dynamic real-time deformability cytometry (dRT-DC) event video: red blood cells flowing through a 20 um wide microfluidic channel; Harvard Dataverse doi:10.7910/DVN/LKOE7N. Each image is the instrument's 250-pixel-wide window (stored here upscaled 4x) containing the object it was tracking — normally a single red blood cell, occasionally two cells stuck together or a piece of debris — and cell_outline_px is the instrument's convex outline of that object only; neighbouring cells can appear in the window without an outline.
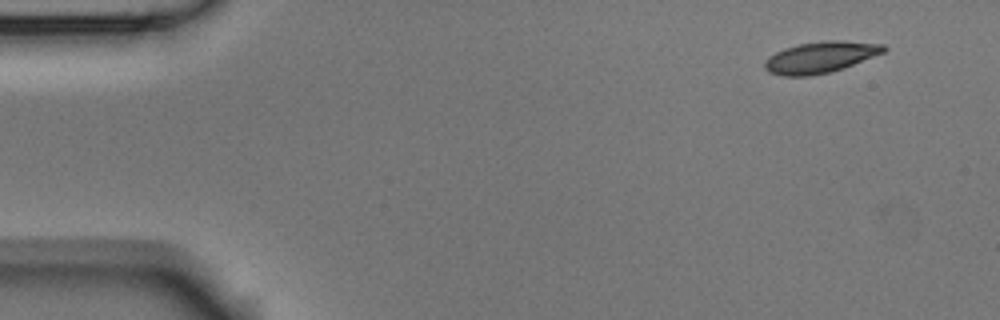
{"species": "Egyptian fruit bat (a non-hibernating species)", "species_latin": "Rousettus aegyptiacus", "temperature_condition": "room temperature", "stored_images_in_passage": 4, "camera_frame_rate_fps": 3000, "um_per_image_px": 0.085, "animal": {"sex": "male"}, "frame": {"image": 1, "passage_image": 1, "time_ms": 0.0, "image_size_px": [1000, 320], "cell_outline_px": [[888, 48], [884, 52], [844, 68], [832, 72], [808, 76], [784, 76], [768, 72], [764, 68], [764, 60], [768, 56], [784, 48], [800, 44], [828, 40], [844, 40], [884, 44]], "centroid_in_image_um": [69.73, 4.87], "position_along_channel_um": 15.3, "area_um2": 21.85}}
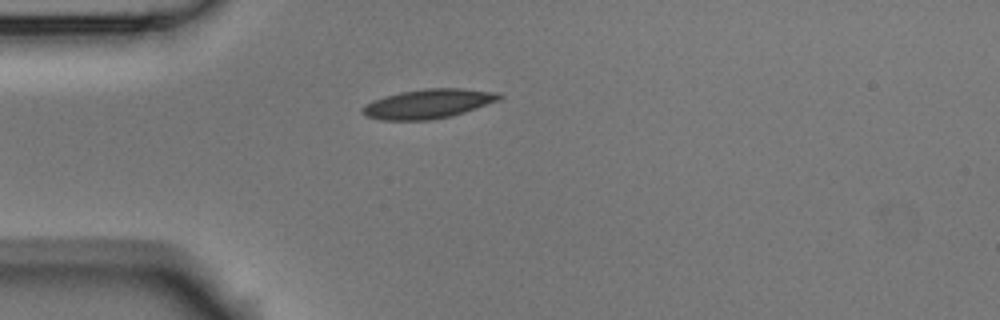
{"frame": {"image": 2, "passage_image": 3, "time_ms": 0.667, "image_size_px": [1000, 320], "cell_outline_px": [[504, 96], [500, 100], [452, 116], [432, 120], [380, 120], [364, 116], [360, 112], [360, 108], [364, 104], [372, 100], [384, 96], [400, 92], [424, 88], [460, 88], [500, 92]], "centroid_in_image_um": [36.37, 8.82], "position_along_channel_um": 48.6, "area_um2": 23.81}}